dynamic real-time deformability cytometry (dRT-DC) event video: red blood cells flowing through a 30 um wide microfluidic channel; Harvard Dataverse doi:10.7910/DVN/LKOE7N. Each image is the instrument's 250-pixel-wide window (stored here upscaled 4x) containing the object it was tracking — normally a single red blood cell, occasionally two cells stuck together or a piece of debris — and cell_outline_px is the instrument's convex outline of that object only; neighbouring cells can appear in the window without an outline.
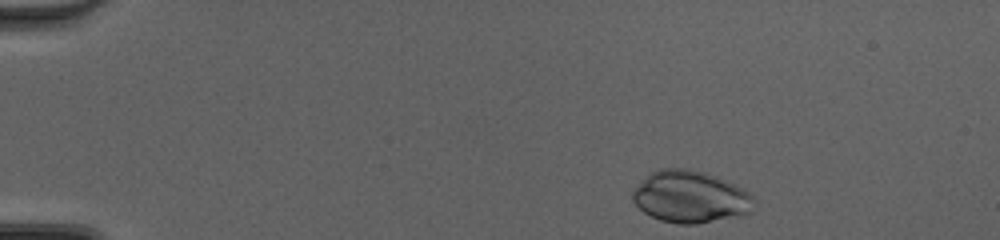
{"species": "common noctule bat (a hibernating species)", "species_latin": "Nyctalus noctula", "temperature_condition": "cold", "stored_images_in_passage": 42, "camera_frame_rate_fps": 3000, "um_per_image_px": 0.085, "animal": {"sex": "female", "body_mass_g": 20.0, "forearm_length_mm": 54.0}, "frame": {"image": 1, "passage_image": 1, "time_ms": 0.0, "image_size_px": [1000, 240], "cell_outline_px": [[756, 200], [752, 212], [744, 216], [696, 224], [680, 224], [660, 220], [644, 212], [632, 200], [632, 192], [652, 172], [660, 168], [688, 168], [704, 172], [716, 176], [748, 192]], "centroid_in_image_um": [58.73, 16.75], "position_along_channel_um": 26.3, "area_um2": 36.7}}
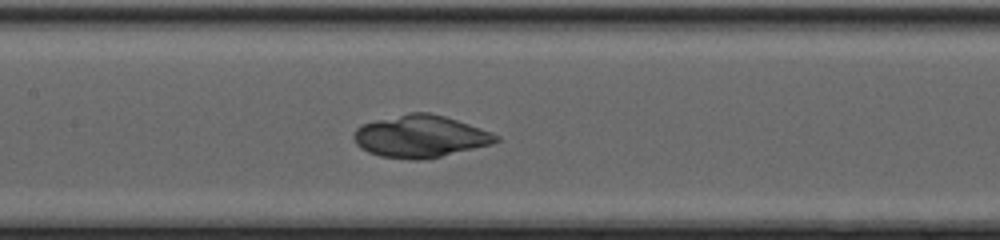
{"frame": {"image": 2, "passage_image": 18, "time_ms": 5.667, "image_size_px": [1000, 240], "cell_outline_px": [[500, 140], [492, 144], [424, 160], [412, 160], [380, 156], [368, 152], [360, 148], [356, 144], [352, 136], [356, 128], [364, 124], [376, 120], [408, 112], [428, 112], [444, 116], [492, 132], [500, 136]], "centroid_in_image_um": [35.72, 11.6], "position_along_channel_um": 171.7, "area_um2": 34.97}}
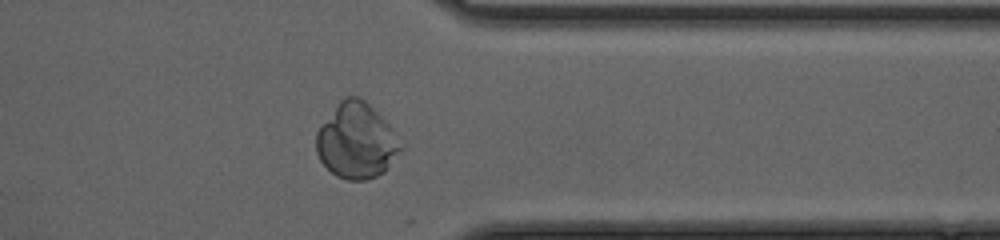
{"frame": {"image": 3, "passage_image": 33, "time_ms": 10.667, "image_size_px": [1000, 240], "cell_outline_px": [[404, 148], [388, 168], [384, 172], [376, 176], [364, 180], [348, 180], [336, 176], [320, 160], [316, 152], [316, 132], [340, 100], [348, 96], [360, 96], [392, 128], [404, 144]], "centroid_in_image_um": [30.33, 11.99], "position_along_channel_um": 381.1, "area_um2": 37.05}}